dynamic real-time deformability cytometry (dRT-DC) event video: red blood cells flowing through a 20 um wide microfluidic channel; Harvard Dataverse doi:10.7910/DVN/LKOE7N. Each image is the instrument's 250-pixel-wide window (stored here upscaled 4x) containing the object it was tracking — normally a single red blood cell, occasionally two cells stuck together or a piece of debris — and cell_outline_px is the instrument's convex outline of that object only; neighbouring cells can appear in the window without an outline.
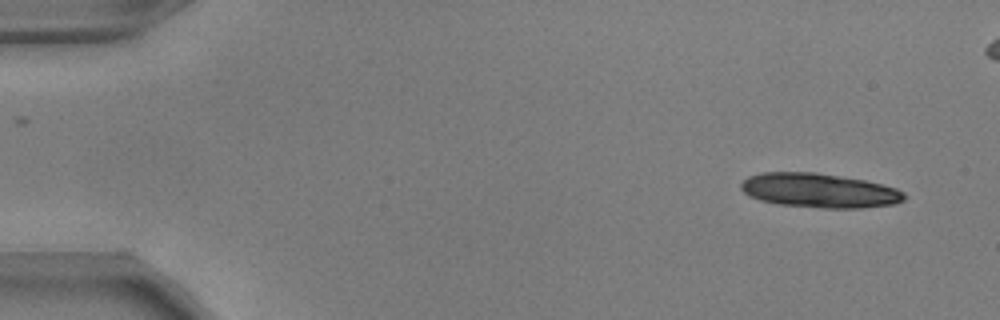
{"species": "common noctule bat (a hibernating species)", "species_latin": "Nyctalus noctula", "temperature_condition": "warm", "stored_images_in_passage": 21, "camera_frame_rate_fps": 3000, "um_per_image_px": 0.085, "animal": {"sex": "male", "body_mass_g": 17.9, "forearm_length_mm": 54.2}, "frame": {"image": 1, "passage_image": 1, "time_ms": 0.0, "image_size_px": [1000, 320], "cell_outline_px": [[908, 196], [904, 200], [892, 204], [864, 208], [824, 208], [780, 204], [760, 200], [748, 196], [740, 188], [740, 184], [748, 176], [760, 172], [816, 172], [864, 180], [896, 188], [904, 192]], "centroid_in_image_um": [69.62, 16.19], "position_along_channel_um": 15.4, "area_um2": 32.71}}